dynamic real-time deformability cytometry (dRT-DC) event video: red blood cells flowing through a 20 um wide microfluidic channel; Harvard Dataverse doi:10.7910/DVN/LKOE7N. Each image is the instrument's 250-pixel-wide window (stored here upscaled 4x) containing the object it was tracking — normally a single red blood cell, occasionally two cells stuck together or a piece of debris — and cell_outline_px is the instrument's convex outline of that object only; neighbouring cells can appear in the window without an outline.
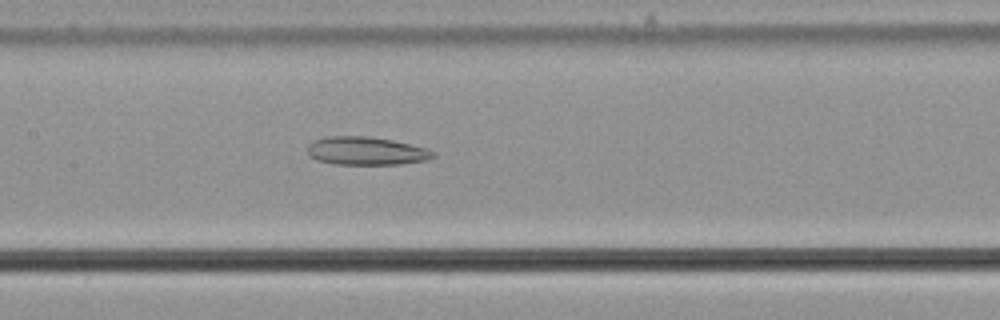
{"species": "common noctule bat (a hibernating species)", "species_latin": "Nyctalus noctula", "temperature_condition": "cold", "stored_images_in_passage": 43, "camera_frame_rate_fps": 3000, "um_per_image_px": 0.085, "animal": {"sex": "male", "body_mass_g": 21.5, "forearm_length_mm": 52.0}, "frame": {"image": 1, "passage_image": 14, "time_ms": 4.333, "image_size_px": [1000, 320], "cell_outline_px": [[436, 156], [428, 160], [400, 164], [332, 164], [316, 160], [308, 156], [308, 144], [312, 140], [324, 136], [368, 136], [392, 140], [424, 148], [436, 152]], "centroid_in_image_um": [31.08, 12.83], "position_along_channel_um": 176.3, "area_um2": 20.81}}
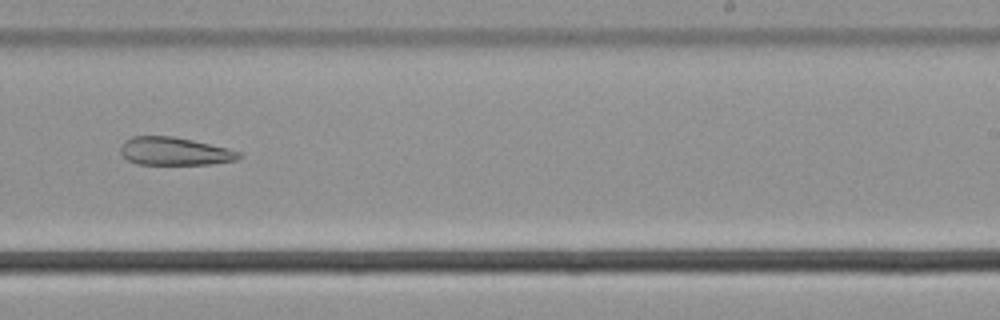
{"frame": {"image": 2, "passage_image": 22, "time_ms": 7.0, "image_size_px": [1000, 320], "cell_outline_px": [[240, 156], [236, 160], [208, 164], [136, 164], [128, 160], [120, 152], [120, 148], [124, 140], [132, 136], [172, 136], [192, 140], [228, 148], [240, 152]], "centroid_in_image_um": [14.8, 12.85], "position_along_channel_um": 274.2, "area_um2": 19.19}}
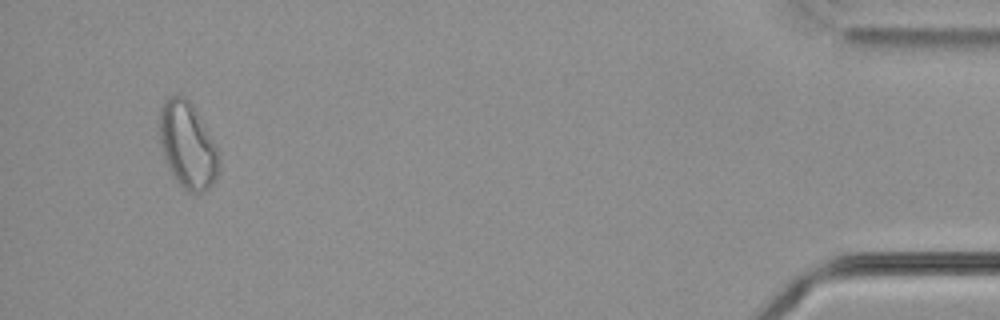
{"frame": {"image": 3, "passage_image": 40, "time_ms": 13.0, "image_size_px": [1000, 320], "cell_outline_px": [[216, 176], [212, 184], [204, 192], [188, 192], [172, 176], [164, 160], [160, 140], [160, 108], [164, 100], [168, 96], [184, 96], [192, 104], [216, 148]], "centroid_in_image_um": [15.88, 12.34], "position_along_channel_um": 419.3, "area_um2": 29.02}}